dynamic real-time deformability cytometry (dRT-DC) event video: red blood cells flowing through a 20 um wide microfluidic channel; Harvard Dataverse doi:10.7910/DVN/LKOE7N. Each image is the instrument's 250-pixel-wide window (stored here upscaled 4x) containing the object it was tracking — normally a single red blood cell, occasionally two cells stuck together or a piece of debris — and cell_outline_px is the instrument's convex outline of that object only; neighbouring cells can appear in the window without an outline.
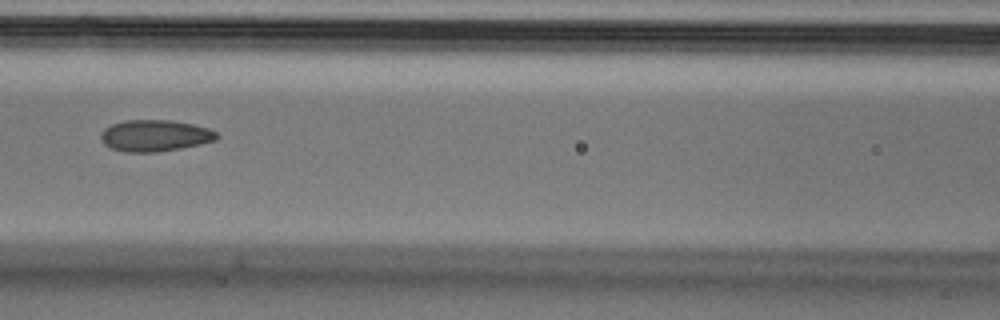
{"species": "Egyptian fruit bat (a non-hibernating species)", "species_latin": "Rousettus aegyptiacus", "temperature_condition": "cold", "stored_images_in_passage": 5, "camera_frame_rate_fps": 3000, "um_per_image_px": 0.085, "animal": {"sex": "male"}, "frame": {"image": 1, "passage_image": 5, "time_ms": 1.333, "image_size_px": [1000, 320], "cell_outline_px": [[220, 136], [216, 140], [200, 144], [180, 148], [156, 152], [124, 152], [112, 148], [104, 144], [100, 140], [100, 132], [104, 128], [112, 124], [124, 120], [172, 120], [192, 124], [208, 128], [216, 132]], "centroid_in_image_um": [13.14, 11.52], "position_along_channel_um": 153.5, "area_um2": 21.39}}